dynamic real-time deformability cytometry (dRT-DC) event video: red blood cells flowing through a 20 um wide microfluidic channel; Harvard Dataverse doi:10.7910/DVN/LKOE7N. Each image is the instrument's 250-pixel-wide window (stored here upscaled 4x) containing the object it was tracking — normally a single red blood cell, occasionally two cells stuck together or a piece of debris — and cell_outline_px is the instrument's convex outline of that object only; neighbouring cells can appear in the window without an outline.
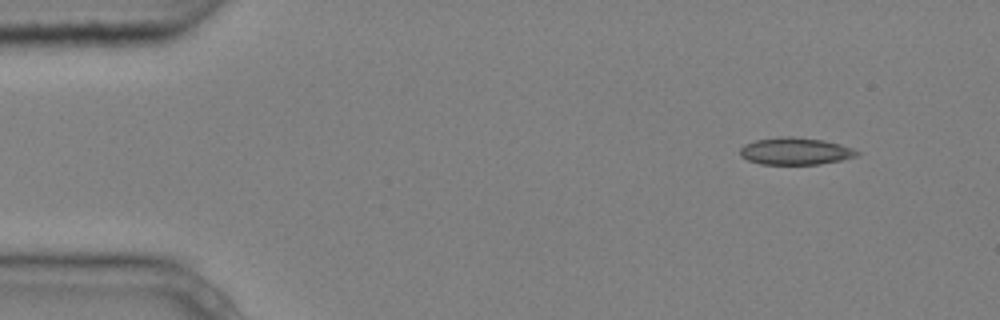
{"species": "common noctule bat (a hibernating species)", "species_latin": "Nyctalus noctula", "temperature_condition": "cold", "stored_images_in_passage": 4, "camera_frame_rate_fps": 3000, "um_per_image_px": 0.085, "animal": {"sex": "male", "body_mass_g": 20.4}, "frame": {"image": 1, "passage_image": 1, "time_ms": 0.0, "image_size_px": [1000, 320], "cell_outline_px": [[860, 152], [856, 156], [840, 160], [820, 164], [760, 164], [748, 160], [740, 156], [740, 148], [744, 144], [756, 140], [780, 136], [792, 136], [824, 140], [840, 144], [852, 148]], "centroid_in_image_um": [67.58, 12.84], "position_along_channel_um": 17.4, "area_um2": 18.5}}
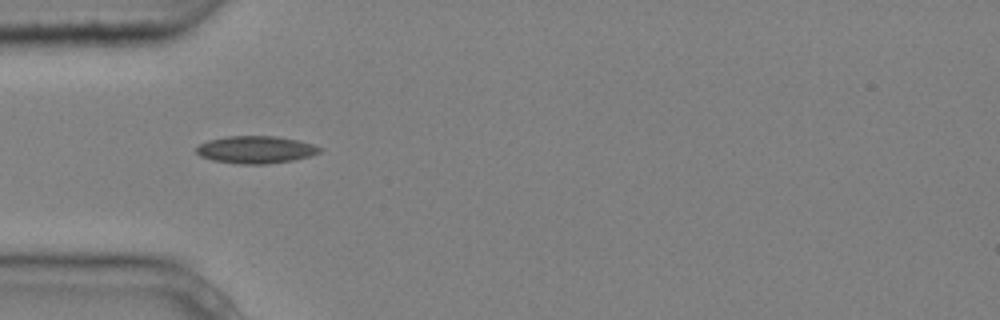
{"frame": {"image": 2, "passage_image": 4, "time_ms": 1.0, "image_size_px": [1000, 320], "cell_outline_px": [[324, 148], [320, 152], [308, 156], [292, 160], [264, 164], [240, 164], [212, 160], [200, 156], [196, 152], [196, 148], [200, 144], [208, 140], [228, 136], [276, 136], [300, 140]], "centroid_in_image_um": [21.74, 12.71], "position_along_channel_um": 63.3, "area_um2": 19.65}}